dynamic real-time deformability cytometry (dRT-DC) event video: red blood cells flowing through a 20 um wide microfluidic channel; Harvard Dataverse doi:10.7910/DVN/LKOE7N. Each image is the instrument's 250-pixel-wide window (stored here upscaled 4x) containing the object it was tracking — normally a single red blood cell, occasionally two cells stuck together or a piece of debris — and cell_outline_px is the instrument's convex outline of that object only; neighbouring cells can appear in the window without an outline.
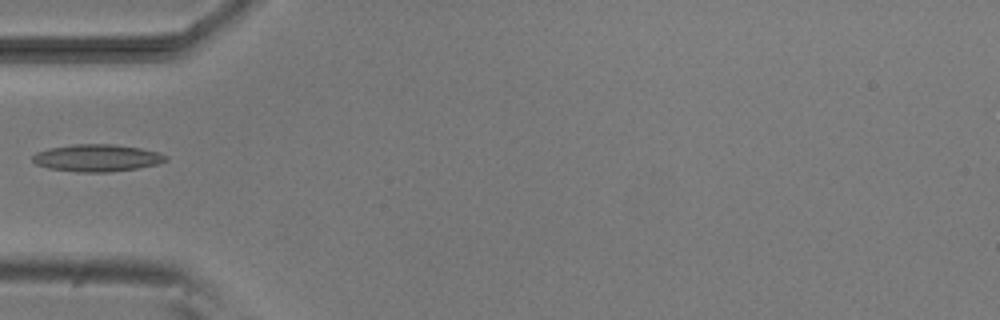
{"species": "common noctule bat (a hibernating species)", "species_latin": "Nyctalus noctula", "temperature_condition": "room temperature", "stored_images_in_passage": 5, "camera_frame_rate_fps": 3000, "um_per_image_px": 0.085, "animal": {"sex": "male", "body_mass_g": 20.5, "forearm_length_mm": 52.5}, "frame": {"image": 1, "passage_image": 5, "time_ms": 4.333, "image_size_px": [1000, 320], "cell_outline_px": [[168, 160], [156, 164], [140, 168], [108, 172], [80, 172], [48, 168], [36, 164], [32, 160], [32, 156], [36, 152], [48, 148], [72, 144], [112, 144], [140, 148], [160, 152], [168, 156]], "centroid_in_image_um": [8.25, 13.42], "position_along_channel_um": 76.7, "area_um2": 21.21}}